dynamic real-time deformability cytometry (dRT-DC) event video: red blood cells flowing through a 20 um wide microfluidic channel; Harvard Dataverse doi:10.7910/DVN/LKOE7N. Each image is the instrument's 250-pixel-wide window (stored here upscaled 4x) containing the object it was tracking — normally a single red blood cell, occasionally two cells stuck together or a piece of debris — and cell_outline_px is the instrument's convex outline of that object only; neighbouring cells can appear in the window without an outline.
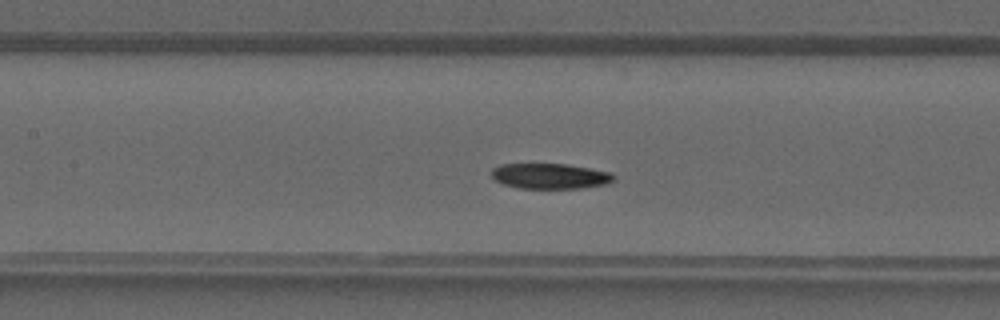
{"species": "common noctule bat (a hibernating species)", "species_latin": "Nyctalus noctula", "temperature_condition": "warm", "stored_images_in_passage": 30, "camera_frame_rate_fps": 3000, "um_per_image_px": 0.085, "animal": {"sex": "male", "forearm_length_mm": 52.5}, "frame": {"image": 1, "passage_image": 14, "time_ms": 4.333, "image_size_px": [1000, 320], "cell_outline_px": [[616, 180], [608, 184], [584, 188], [520, 188], [504, 184], [496, 180], [492, 176], [492, 168], [500, 164], [568, 164], [592, 168], [612, 172], [616, 176]], "centroid_in_image_um": [46.84, 14.96], "position_along_channel_um": 160.6, "area_um2": 18.32}}
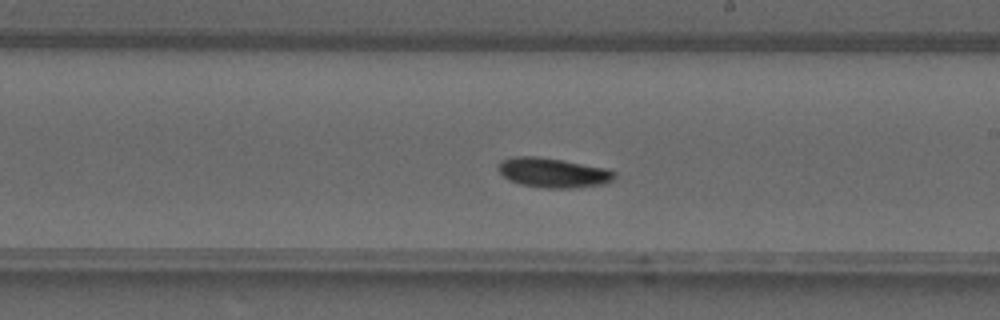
{"frame": {"image": 2, "passage_image": 19, "time_ms": 6.0, "image_size_px": [1000, 320], "cell_outline_px": [[616, 176], [608, 184], [580, 188], [544, 188], [520, 184], [508, 180], [496, 168], [496, 164], [500, 160], [512, 156], [536, 156], [608, 168], [616, 172]], "centroid_in_image_um": [47.02, 14.69], "position_along_channel_um": 242.0, "area_um2": 20.52}}
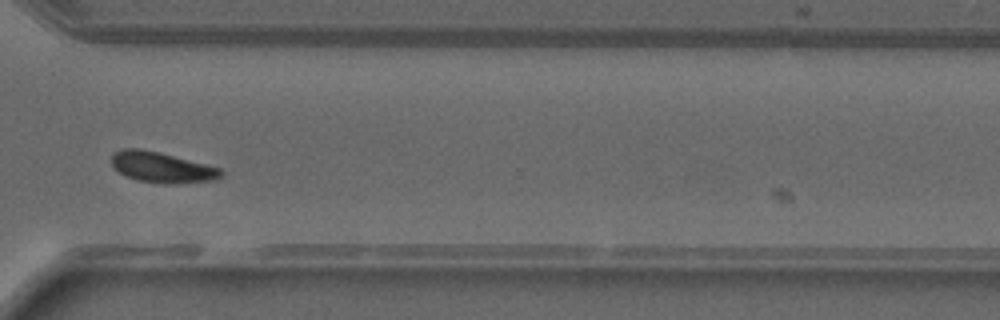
{"frame": {"image": 3, "passage_image": 26, "time_ms": 8.333, "image_size_px": [1000, 320], "cell_outline_px": [[224, 172], [216, 180], [168, 184], [164, 184], [136, 180], [112, 168], [112, 156], [116, 152], [124, 148], [140, 148], [220, 168]], "centroid_in_image_um": [13.74, 14.24], "position_along_channel_um": 356.9, "area_um2": 19.13}}